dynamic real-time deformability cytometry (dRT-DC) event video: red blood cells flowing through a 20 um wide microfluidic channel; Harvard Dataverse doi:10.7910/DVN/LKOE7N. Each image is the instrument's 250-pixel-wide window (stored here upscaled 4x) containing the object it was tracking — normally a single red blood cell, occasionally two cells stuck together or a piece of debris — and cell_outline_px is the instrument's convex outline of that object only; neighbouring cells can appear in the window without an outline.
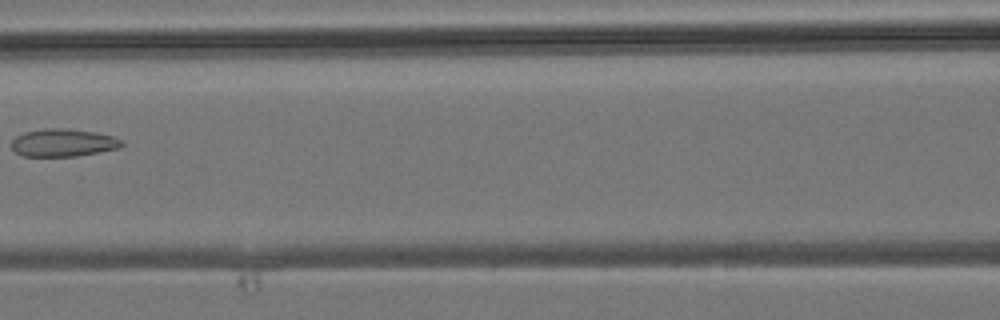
{"species": "common noctule bat (a hibernating species)", "species_latin": "Nyctalus noctula", "temperature_condition": "room temperature", "stored_images_in_passage": 6, "camera_frame_rate_fps": 3000, "um_per_image_px": 0.085, "animal": {"sex": "male", "body_mass_g": 19.2, "forearm_length_mm": 51.8}, "frame": {"image": 1, "passage_image": 6, "time_ms": 6.0, "image_size_px": [1000, 320], "cell_outline_px": [[124, 144], [120, 148], [76, 156], [24, 156], [16, 152], [12, 148], [12, 140], [16, 136], [24, 132], [44, 128], [68, 128], [96, 132], [112, 136], [124, 140]], "centroid_in_image_um": [5.39, 12.12], "position_along_channel_um": 161.2, "area_um2": 17.92}}